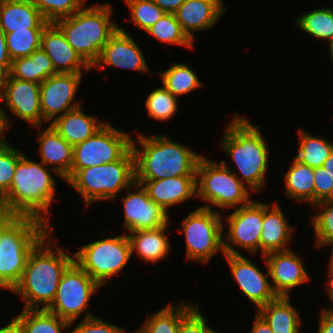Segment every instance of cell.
<instances>
[{"instance_id":"1","label":"cell","mask_w":333,"mask_h":333,"mask_svg":"<svg viewBox=\"0 0 333 333\" xmlns=\"http://www.w3.org/2000/svg\"><path fill=\"white\" fill-rule=\"evenodd\" d=\"M51 233L29 254L21 279L12 289L25 300L23 309H47L56 296L62 274L74 261V254H66L54 239L49 240Z\"/></svg>"},{"instance_id":"2","label":"cell","mask_w":333,"mask_h":333,"mask_svg":"<svg viewBox=\"0 0 333 333\" xmlns=\"http://www.w3.org/2000/svg\"><path fill=\"white\" fill-rule=\"evenodd\" d=\"M48 168L41 161L37 163L24 154L18 160L12 184L0 203V210L20 217H33L48 225L49 206L55 200L56 192V182Z\"/></svg>"},{"instance_id":"3","label":"cell","mask_w":333,"mask_h":333,"mask_svg":"<svg viewBox=\"0 0 333 333\" xmlns=\"http://www.w3.org/2000/svg\"><path fill=\"white\" fill-rule=\"evenodd\" d=\"M139 144L141 150L136 146ZM135 180H161L169 177L196 176L201 155L164 135L137 134L132 140Z\"/></svg>"},{"instance_id":"4","label":"cell","mask_w":333,"mask_h":333,"mask_svg":"<svg viewBox=\"0 0 333 333\" xmlns=\"http://www.w3.org/2000/svg\"><path fill=\"white\" fill-rule=\"evenodd\" d=\"M259 126L236 113L226 126L221 147L233 161L241 177L237 178L251 191L259 192L265 184L269 150ZM244 179V180H243Z\"/></svg>"},{"instance_id":"5","label":"cell","mask_w":333,"mask_h":333,"mask_svg":"<svg viewBox=\"0 0 333 333\" xmlns=\"http://www.w3.org/2000/svg\"><path fill=\"white\" fill-rule=\"evenodd\" d=\"M112 12L110 3L94 4L55 22L67 42L91 68L98 61L104 45L120 27L112 22Z\"/></svg>"},{"instance_id":"6","label":"cell","mask_w":333,"mask_h":333,"mask_svg":"<svg viewBox=\"0 0 333 333\" xmlns=\"http://www.w3.org/2000/svg\"><path fill=\"white\" fill-rule=\"evenodd\" d=\"M47 224L33 217H19L2 235L0 287L12 291L20 281L29 254L50 233Z\"/></svg>"},{"instance_id":"7","label":"cell","mask_w":333,"mask_h":333,"mask_svg":"<svg viewBox=\"0 0 333 333\" xmlns=\"http://www.w3.org/2000/svg\"><path fill=\"white\" fill-rule=\"evenodd\" d=\"M135 182L132 147L117 161L80 169L67 183L81 194L89 207L100 200H114Z\"/></svg>"},{"instance_id":"8","label":"cell","mask_w":333,"mask_h":333,"mask_svg":"<svg viewBox=\"0 0 333 333\" xmlns=\"http://www.w3.org/2000/svg\"><path fill=\"white\" fill-rule=\"evenodd\" d=\"M230 168L224 160L218 163L201 157L196 169V198L205 201L206 204L200 207L212 210V206H218L224 210L231 207L239 208L252 201L250 189Z\"/></svg>"},{"instance_id":"9","label":"cell","mask_w":333,"mask_h":333,"mask_svg":"<svg viewBox=\"0 0 333 333\" xmlns=\"http://www.w3.org/2000/svg\"><path fill=\"white\" fill-rule=\"evenodd\" d=\"M131 256L130 242L124 232L83 245L74 253V261L101 287L122 272Z\"/></svg>"},{"instance_id":"10","label":"cell","mask_w":333,"mask_h":333,"mask_svg":"<svg viewBox=\"0 0 333 333\" xmlns=\"http://www.w3.org/2000/svg\"><path fill=\"white\" fill-rule=\"evenodd\" d=\"M222 213L213 209L198 207L182 220L179 232L184 234L186 258L207 263L212 256L223 249Z\"/></svg>"},{"instance_id":"11","label":"cell","mask_w":333,"mask_h":333,"mask_svg":"<svg viewBox=\"0 0 333 333\" xmlns=\"http://www.w3.org/2000/svg\"><path fill=\"white\" fill-rule=\"evenodd\" d=\"M131 135L106 123L92 137L74 146L73 163L68 182L80 169L119 160L131 147Z\"/></svg>"},{"instance_id":"12","label":"cell","mask_w":333,"mask_h":333,"mask_svg":"<svg viewBox=\"0 0 333 333\" xmlns=\"http://www.w3.org/2000/svg\"><path fill=\"white\" fill-rule=\"evenodd\" d=\"M99 288L93 278L73 261L62 274L56 296L46 310L73 324Z\"/></svg>"},{"instance_id":"13","label":"cell","mask_w":333,"mask_h":333,"mask_svg":"<svg viewBox=\"0 0 333 333\" xmlns=\"http://www.w3.org/2000/svg\"><path fill=\"white\" fill-rule=\"evenodd\" d=\"M226 216L228 231L223 238L224 253L241 255L232 245L243 248L252 254L260 251L263 223V202L251 201L236 208ZM232 244V245H231Z\"/></svg>"},{"instance_id":"14","label":"cell","mask_w":333,"mask_h":333,"mask_svg":"<svg viewBox=\"0 0 333 333\" xmlns=\"http://www.w3.org/2000/svg\"><path fill=\"white\" fill-rule=\"evenodd\" d=\"M82 74L57 73L40 84V106L44 123H52L57 117L81 106L73 100Z\"/></svg>"},{"instance_id":"15","label":"cell","mask_w":333,"mask_h":333,"mask_svg":"<svg viewBox=\"0 0 333 333\" xmlns=\"http://www.w3.org/2000/svg\"><path fill=\"white\" fill-rule=\"evenodd\" d=\"M8 111L34 128H41L43 116L40 106V84L12 78L9 74L0 79V103Z\"/></svg>"},{"instance_id":"16","label":"cell","mask_w":333,"mask_h":333,"mask_svg":"<svg viewBox=\"0 0 333 333\" xmlns=\"http://www.w3.org/2000/svg\"><path fill=\"white\" fill-rule=\"evenodd\" d=\"M132 188H136V191L131 192L127 188L128 193L121 198L125 217L123 226L129 233L138 230L156 229L169 223L168 214L149 198L142 184L135 181Z\"/></svg>"},{"instance_id":"17","label":"cell","mask_w":333,"mask_h":333,"mask_svg":"<svg viewBox=\"0 0 333 333\" xmlns=\"http://www.w3.org/2000/svg\"><path fill=\"white\" fill-rule=\"evenodd\" d=\"M223 255L241 292L251 303H254L256 309L278 297L268 280L269 272L263 274L255 263L242 254L224 253Z\"/></svg>"},{"instance_id":"18","label":"cell","mask_w":333,"mask_h":333,"mask_svg":"<svg viewBox=\"0 0 333 333\" xmlns=\"http://www.w3.org/2000/svg\"><path fill=\"white\" fill-rule=\"evenodd\" d=\"M272 278V288L277 296L290 297V291L309 281V273L301 257L292 250L271 252L263 256Z\"/></svg>"},{"instance_id":"19","label":"cell","mask_w":333,"mask_h":333,"mask_svg":"<svg viewBox=\"0 0 333 333\" xmlns=\"http://www.w3.org/2000/svg\"><path fill=\"white\" fill-rule=\"evenodd\" d=\"M98 69L105 66L131 69L149 73L145 57L134 38L121 27L104 45L98 61L93 65Z\"/></svg>"},{"instance_id":"20","label":"cell","mask_w":333,"mask_h":333,"mask_svg":"<svg viewBox=\"0 0 333 333\" xmlns=\"http://www.w3.org/2000/svg\"><path fill=\"white\" fill-rule=\"evenodd\" d=\"M41 48L52 60L57 73H83L92 69L67 42L64 33L55 23H49L44 28Z\"/></svg>"},{"instance_id":"21","label":"cell","mask_w":333,"mask_h":333,"mask_svg":"<svg viewBox=\"0 0 333 333\" xmlns=\"http://www.w3.org/2000/svg\"><path fill=\"white\" fill-rule=\"evenodd\" d=\"M225 11L222 0H185L174 14L182 31L193 42L194 32L213 27Z\"/></svg>"},{"instance_id":"22","label":"cell","mask_w":333,"mask_h":333,"mask_svg":"<svg viewBox=\"0 0 333 333\" xmlns=\"http://www.w3.org/2000/svg\"><path fill=\"white\" fill-rule=\"evenodd\" d=\"M143 185L149 198L167 214L169 208L196 197V176L169 177L161 180H135Z\"/></svg>"},{"instance_id":"23","label":"cell","mask_w":333,"mask_h":333,"mask_svg":"<svg viewBox=\"0 0 333 333\" xmlns=\"http://www.w3.org/2000/svg\"><path fill=\"white\" fill-rule=\"evenodd\" d=\"M41 162L60 178L65 179L71 172L74 146L69 144L51 125L37 135Z\"/></svg>"},{"instance_id":"24","label":"cell","mask_w":333,"mask_h":333,"mask_svg":"<svg viewBox=\"0 0 333 333\" xmlns=\"http://www.w3.org/2000/svg\"><path fill=\"white\" fill-rule=\"evenodd\" d=\"M280 206L274 203L270 206L263 202V223L260 239L262 256L278 251L289 250L288 243L293 232Z\"/></svg>"},{"instance_id":"25","label":"cell","mask_w":333,"mask_h":333,"mask_svg":"<svg viewBox=\"0 0 333 333\" xmlns=\"http://www.w3.org/2000/svg\"><path fill=\"white\" fill-rule=\"evenodd\" d=\"M48 24L31 0H0V29L4 33L44 29Z\"/></svg>"},{"instance_id":"26","label":"cell","mask_w":333,"mask_h":333,"mask_svg":"<svg viewBox=\"0 0 333 333\" xmlns=\"http://www.w3.org/2000/svg\"><path fill=\"white\" fill-rule=\"evenodd\" d=\"M107 122L87 115L81 106L57 117L50 125L71 145L75 146L92 137Z\"/></svg>"},{"instance_id":"27","label":"cell","mask_w":333,"mask_h":333,"mask_svg":"<svg viewBox=\"0 0 333 333\" xmlns=\"http://www.w3.org/2000/svg\"><path fill=\"white\" fill-rule=\"evenodd\" d=\"M169 224L156 228L133 231L127 235L131 254L136 252V256L146 263H156L168 256L170 249V239L165 231Z\"/></svg>"},{"instance_id":"28","label":"cell","mask_w":333,"mask_h":333,"mask_svg":"<svg viewBox=\"0 0 333 333\" xmlns=\"http://www.w3.org/2000/svg\"><path fill=\"white\" fill-rule=\"evenodd\" d=\"M256 312L273 333H299L301 319L298 310L290 303V297L278 296L256 309Z\"/></svg>"},{"instance_id":"29","label":"cell","mask_w":333,"mask_h":333,"mask_svg":"<svg viewBox=\"0 0 333 333\" xmlns=\"http://www.w3.org/2000/svg\"><path fill=\"white\" fill-rule=\"evenodd\" d=\"M57 74L52 60L39 48L30 56L13 59L9 75L12 78L41 84L48 77Z\"/></svg>"},{"instance_id":"30","label":"cell","mask_w":333,"mask_h":333,"mask_svg":"<svg viewBox=\"0 0 333 333\" xmlns=\"http://www.w3.org/2000/svg\"><path fill=\"white\" fill-rule=\"evenodd\" d=\"M190 302L168 304L145 320L135 333H178L180 322L196 307Z\"/></svg>"},{"instance_id":"31","label":"cell","mask_w":333,"mask_h":333,"mask_svg":"<svg viewBox=\"0 0 333 333\" xmlns=\"http://www.w3.org/2000/svg\"><path fill=\"white\" fill-rule=\"evenodd\" d=\"M285 174V193L291 199L314 205V168L293 158Z\"/></svg>"},{"instance_id":"32","label":"cell","mask_w":333,"mask_h":333,"mask_svg":"<svg viewBox=\"0 0 333 333\" xmlns=\"http://www.w3.org/2000/svg\"><path fill=\"white\" fill-rule=\"evenodd\" d=\"M299 147L295 159L312 168L322 167L333 151V142L298 130Z\"/></svg>"},{"instance_id":"33","label":"cell","mask_w":333,"mask_h":333,"mask_svg":"<svg viewBox=\"0 0 333 333\" xmlns=\"http://www.w3.org/2000/svg\"><path fill=\"white\" fill-rule=\"evenodd\" d=\"M23 333H63L71 322L59 318L46 309H23L17 316Z\"/></svg>"},{"instance_id":"34","label":"cell","mask_w":333,"mask_h":333,"mask_svg":"<svg viewBox=\"0 0 333 333\" xmlns=\"http://www.w3.org/2000/svg\"><path fill=\"white\" fill-rule=\"evenodd\" d=\"M163 86L174 96L179 97L202 87L196 73L186 63H173L170 68L160 73Z\"/></svg>"},{"instance_id":"35","label":"cell","mask_w":333,"mask_h":333,"mask_svg":"<svg viewBox=\"0 0 333 333\" xmlns=\"http://www.w3.org/2000/svg\"><path fill=\"white\" fill-rule=\"evenodd\" d=\"M297 28L316 39L333 43V9L318 8L302 14L296 19Z\"/></svg>"},{"instance_id":"36","label":"cell","mask_w":333,"mask_h":333,"mask_svg":"<svg viewBox=\"0 0 333 333\" xmlns=\"http://www.w3.org/2000/svg\"><path fill=\"white\" fill-rule=\"evenodd\" d=\"M146 32L166 44L193 48V42L182 31L174 13H165L161 19Z\"/></svg>"},{"instance_id":"37","label":"cell","mask_w":333,"mask_h":333,"mask_svg":"<svg viewBox=\"0 0 333 333\" xmlns=\"http://www.w3.org/2000/svg\"><path fill=\"white\" fill-rule=\"evenodd\" d=\"M44 29L15 30L5 33L6 45L11 60L30 56L41 48V37Z\"/></svg>"},{"instance_id":"38","label":"cell","mask_w":333,"mask_h":333,"mask_svg":"<svg viewBox=\"0 0 333 333\" xmlns=\"http://www.w3.org/2000/svg\"><path fill=\"white\" fill-rule=\"evenodd\" d=\"M177 97L164 86L158 87L148 94L145 105L147 114L154 120L165 121L175 116L178 109Z\"/></svg>"},{"instance_id":"39","label":"cell","mask_w":333,"mask_h":333,"mask_svg":"<svg viewBox=\"0 0 333 333\" xmlns=\"http://www.w3.org/2000/svg\"><path fill=\"white\" fill-rule=\"evenodd\" d=\"M313 206L314 209H320V213L311 217L316 236L315 245L317 248L331 245L333 243V200L322 201Z\"/></svg>"},{"instance_id":"40","label":"cell","mask_w":333,"mask_h":333,"mask_svg":"<svg viewBox=\"0 0 333 333\" xmlns=\"http://www.w3.org/2000/svg\"><path fill=\"white\" fill-rule=\"evenodd\" d=\"M24 155L8 140L0 144V203L6 198L12 184L18 160Z\"/></svg>"},{"instance_id":"41","label":"cell","mask_w":333,"mask_h":333,"mask_svg":"<svg viewBox=\"0 0 333 333\" xmlns=\"http://www.w3.org/2000/svg\"><path fill=\"white\" fill-rule=\"evenodd\" d=\"M133 24L146 32L166 13L153 0H125Z\"/></svg>"},{"instance_id":"42","label":"cell","mask_w":333,"mask_h":333,"mask_svg":"<svg viewBox=\"0 0 333 333\" xmlns=\"http://www.w3.org/2000/svg\"><path fill=\"white\" fill-rule=\"evenodd\" d=\"M48 23L69 17L84 7L85 0H31Z\"/></svg>"},{"instance_id":"43","label":"cell","mask_w":333,"mask_h":333,"mask_svg":"<svg viewBox=\"0 0 333 333\" xmlns=\"http://www.w3.org/2000/svg\"><path fill=\"white\" fill-rule=\"evenodd\" d=\"M69 333H127L123 328L105 322L101 318L95 317L91 312H86L83 320L77 324Z\"/></svg>"},{"instance_id":"44","label":"cell","mask_w":333,"mask_h":333,"mask_svg":"<svg viewBox=\"0 0 333 333\" xmlns=\"http://www.w3.org/2000/svg\"><path fill=\"white\" fill-rule=\"evenodd\" d=\"M314 205L333 200V176L323 167L314 168Z\"/></svg>"},{"instance_id":"45","label":"cell","mask_w":333,"mask_h":333,"mask_svg":"<svg viewBox=\"0 0 333 333\" xmlns=\"http://www.w3.org/2000/svg\"><path fill=\"white\" fill-rule=\"evenodd\" d=\"M209 327L206 317L197 305L181 322L178 333H204Z\"/></svg>"},{"instance_id":"46","label":"cell","mask_w":333,"mask_h":333,"mask_svg":"<svg viewBox=\"0 0 333 333\" xmlns=\"http://www.w3.org/2000/svg\"><path fill=\"white\" fill-rule=\"evenodd\" d=\"M11 62L12 60L6 45L5 33L0 29V79L9 74Z\"/></svg>"},{"instance_id":"47","label":"cell","mask_w":333,"mask_h":333,"mask_svg":"<svg viewBox=\"0 0 333 333\" xmlns=\"http://www.w3.org/2000/svg\"><path fill=\"white\" fill-rule=\"evenodd\" d=\"M318 333H333V313L328 308L323 309L320 314Z\"/></svg>"},{"instance_id":"48","label":"cell","mask_w":333,"mask_h":333,"mask_svg":"<svg viewBox=\"0 0 333 333\" xmlns=\"http://www.w3.org/2000/svg\"><path fill=\"white\" fill-rule=\"evenodd\" d=\"M17 214L0 210V244L3 233L19 218Z\"/></svg>"},{"instance_id":"49","label":"cell","mask_w":333,"mask_h":333,"mask_svg":"<svg viewBox=\"0 0 333 333\" xmlns=\"http://www.w3.org/2000/svg\"><path fill=\"white\" fill-rule=\"evenodd\" d=\"M166 13H175L185 0H153Z\"/></svg>"},{"instance_id":"50","label":"cell","mask_w":333,"mask_h":333,"mask_svg":"<svg viewBox=\"0 0 333 333\" xmlns=\"http://www.w3.org/2000/svg\"><path fill=\"white\" fill-rule=\"evenodd\" d=\"M255 313L256 315L251 333H273L267 322L257 312Z\"/></svg>"},{"instance_id":"51","label":"cell","mask_w":333,"mask_h":333,"mask_svg":"<svg viewBox=\"0 0 333 333\" xmlns=\"http://www.w3.org/2000/svg\"><path fill=\"white\" fill-rule=\"evenodd\" d=\"M0 333H23L21 320L16 316L7 326L0 327Z\"/></svg>"},{"instance_id":"52","label":"cell","mask_w":333,"mask_h":333,"mask_svg":"<svg viewBox=\"0 0 333 333\" xmlns=\"http://www.w3.org/2000/svg\"><path fill=\"white\" fill-rule=\"evenodd\" d=\"M6 111L2 109L0 106V144L4 143L6 141V138L4 137V133L7 129L11 127V124H9V116L6 115Z\"/></svg>"},{"instance_id":"53","label":"cell","mask_w":333,"mask_h":333,"mask_svg":"<svg viewBox=\"0 0 333 333\" xmlns=\"http://www.w3.org/2000/svg\"><path fill=\"white\" fill-rule=\"evenodd\" d=\"M328 277H329V280L327 281V288L326 289V293L328 295V297H330L332 303H333V264H330L328 265Z\"/></svg>"},{"instance_id":"54","label":"cell","mask_w":333,"mask_h":333,"mask_svg":"<svg viewBox=\"0 0 333 333\" xmlns=\"http://www.w3.org/2000/svg\"><path fill=\"white\" fill-rule=\"evenodd\" d=\"M322 167L333 176V151L330 153L328 159L324 162Z\"/></svg>"},{"instance_id":"55","label":"cell","mask_w":333,"mask_h":333,"mask_svg":"<svg viewBox=\"0 0 333 333\" xmlns=\"http://www.w3.org/2000/svg\"><path fill=\"white\" fill-rule=\"evenodd\" d=\"M328 47H329L330 58L331 61L333 62V43H331Z\"/></svg>"},{"instance_id":"56","label":"cell","mask_w":333,"mask_h":333,"mask_svg":"<svg viewBox=\"0 0 333 333\" xmlns=\"http://www.w3.org/2000/svg\"><path fill=\"white\" fill-rule=\"evenodd\" d=\"M204 333H218L210 328V326L204 331Z\"/></svg>"},{"instance_id":"57","label":"cell","mask_w":333,"mask_h":333,"mask_svg":"<svg viewBox=\"0 0 333 333\" xmlns=\"http://www.w3.org/2000/svg\"><path fill=\"white\" fill-rule=\"evenodd\" d=\"M332 245V252H331V257H330V264H333V243L331 244Z\"/></svg>"},{"instance_id":"58","label":"cell","mask_w":333,"mask_h":333,"mask_svg":"<svg viewBox=\"0 0 333 333\" xmlns=\"http://www.w3.org/2000/svg\"><path fill=\"white\" fill-rule=\"evenodd\" d=\"M328 310H329L331 313H333V308H332V309H331V308H329Z\"/></svg>"}]
</instances>
